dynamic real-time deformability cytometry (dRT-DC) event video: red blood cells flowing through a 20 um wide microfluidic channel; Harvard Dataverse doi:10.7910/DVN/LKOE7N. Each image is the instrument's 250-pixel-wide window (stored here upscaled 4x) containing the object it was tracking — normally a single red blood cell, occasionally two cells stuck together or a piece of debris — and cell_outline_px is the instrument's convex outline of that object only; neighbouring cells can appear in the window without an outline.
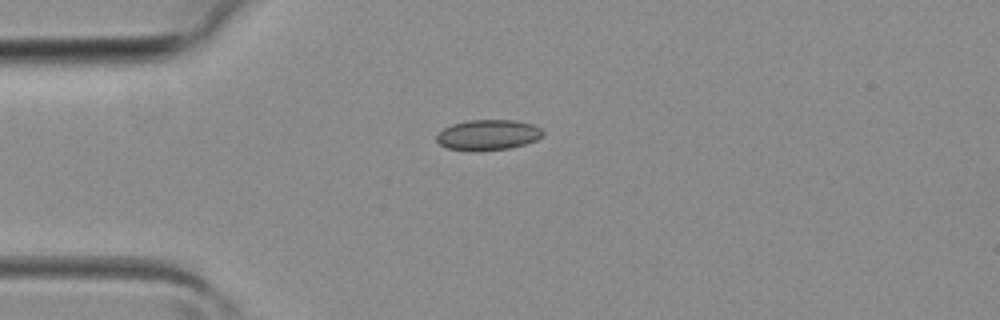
{"species": "common noctule bat (a hibernating species)", "species_latin": "Nyctalus noctula", "temperature_condition": "room temperature", "stored_images_in_passage": 4, "camera_frame_rate_fps": 3000, "um_per_image_px": 0.085, "animal": {"sex": "female", "body_mass_g": 19.3, "forearm_length_mm": 54.1}, "frame": {"image": 1, "passage_image": 3, "time_ms": 0.667, "image_size_px": [1000, 320], "cell_outline_px": [[544, 136], [536, 140], [524, 144], [508, 148], [476, 152], [448, 148], [440, 144], [436, 140], [436, 136], [444, 128], [452, 124], [468, 120], [516, 120], [532, 124], [540, 128], [544, 132]], "centroid_in_image_um": [41.49, 11.47], "position_along_channel_um": 43.5, "area_um2": 18.96}}
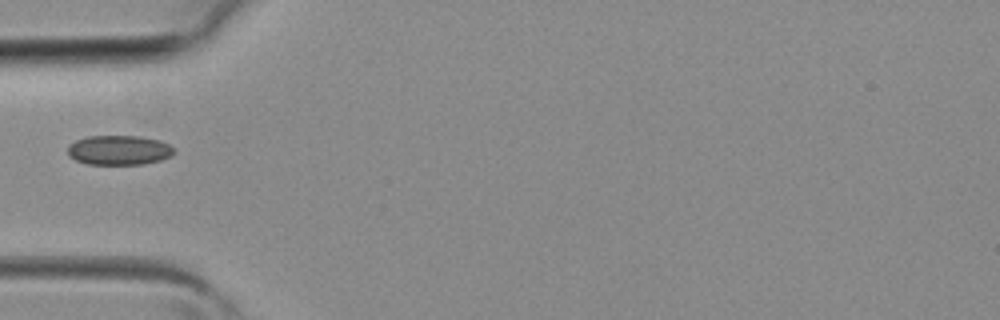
{"frame": {"image": 2, "passage_image": 4, "time_ms": 1.0, "image_size_px": [1000, 320], "cell_outline_px": [[176, 152], [172, 156], [160, 160], [144, 164], [88, 164], [76, 160], [68, 156], [68, 144], [76, 140], [88, 136], [140, 136], [160, 140], [168, 144]], "centroid_in_image_um": [10.12, 12.76], "position_along_channel_um": 74.9, "area_um2": 18.44}}